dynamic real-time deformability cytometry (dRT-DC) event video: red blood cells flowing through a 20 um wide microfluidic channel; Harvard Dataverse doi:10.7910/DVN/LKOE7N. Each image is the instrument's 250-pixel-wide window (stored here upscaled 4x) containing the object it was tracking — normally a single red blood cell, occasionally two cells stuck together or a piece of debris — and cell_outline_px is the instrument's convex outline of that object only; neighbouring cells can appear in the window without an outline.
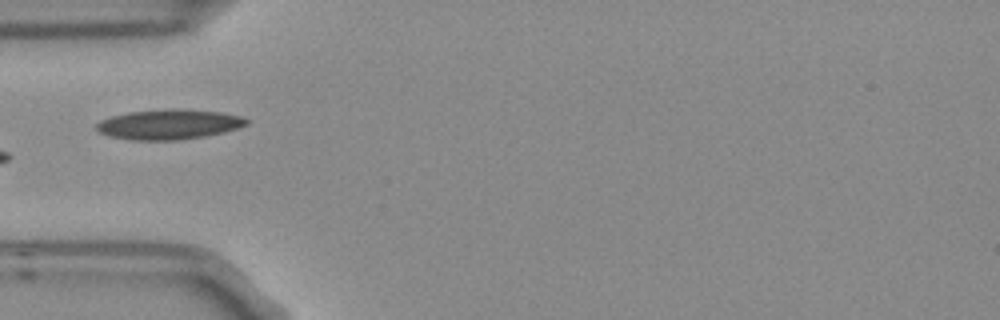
{"species": "Egyptian fruit bat (a non-hibernating species)", "species_latin": "Rousettus aegyptiacus", "temperature_condition": "room temperature", "stored_images_in_passage": 8, "camera_frame_rate_fps": 3000, "um_per_image_px": 0.085, "frame": {"image": 1, "passage_image": 4, "time_ms": 1.0, "image_size_px": [1000, 320], "cell_outline_px": [[248, 124], [224, 132], [204, 136], [176, 140], [132, 140], [112, 136], [100, 132], [96, 128], [96, 124], [100, 120], [112, 116], [128, 112], [168, 108], [176, 108], [220, 112], [240, 116], [248, 120]], "centroid_in_image_um": [14.35, 10.56], "position_along_channel_um": 70.7, "area_um2": 26.07}}